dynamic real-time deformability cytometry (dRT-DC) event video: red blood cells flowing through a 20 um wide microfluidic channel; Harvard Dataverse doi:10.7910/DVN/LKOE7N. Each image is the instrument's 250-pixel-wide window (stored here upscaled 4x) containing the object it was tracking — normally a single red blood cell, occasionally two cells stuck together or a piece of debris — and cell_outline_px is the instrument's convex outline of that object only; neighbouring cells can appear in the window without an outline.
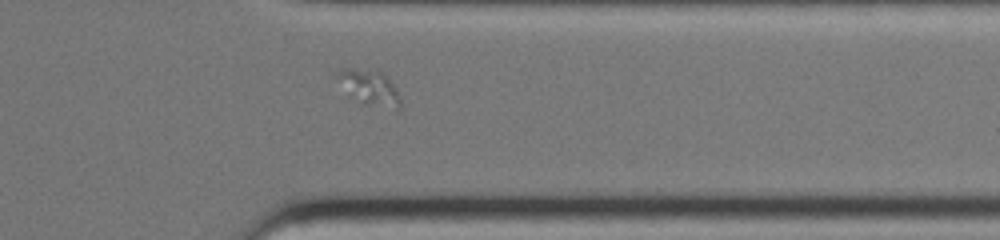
{"species": "common noctule bat (a hibernating species)", "species_latin": "Nyctalus noctula", "temperature_condition": "warm", "stored_images_in_passage": 31, "camera_frame_rate_fps": 3000, "um_per_image_px": 0.085, "animal": {"sex": "female", "body_mass_g": 19.0, "forearm_length_mm": 51.5}, "frame": {"image": 1, "passage_image": 27, "time_ms": 8.667, "image_size_px": [1000, 240], "cell_outline_px": [[400, 112], [396, 112], [364, 104], [352, 96], [336, 76], [336, 72], [348, 68], [380, 72], [392, 84], [400, 96]], "centroid_in_image_um": [31.49, 7.53], "position_along_channel_um": 379.9, "area_um2": 12.6}}